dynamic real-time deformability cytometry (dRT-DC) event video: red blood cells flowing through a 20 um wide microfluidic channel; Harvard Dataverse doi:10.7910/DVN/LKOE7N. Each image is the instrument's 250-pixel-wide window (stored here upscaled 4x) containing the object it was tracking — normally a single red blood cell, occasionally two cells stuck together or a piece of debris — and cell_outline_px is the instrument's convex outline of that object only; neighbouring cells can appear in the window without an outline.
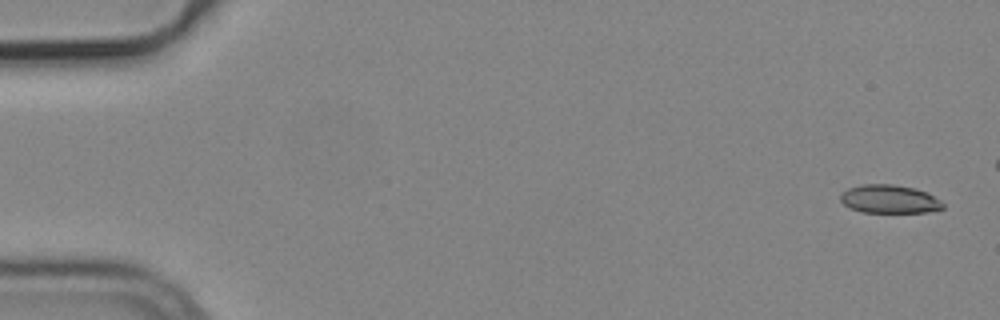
{"species": "common noctule bat (a hibernating species)", "species_latin": "Nyctalus noctula", "temperature_condition": "cold", "stored_images_in_passage": 6, "camera_frame_rate_fps": 3000, "um_per_image_px": 0.085, "animal": {"sex": "male", "body_mass_g": 19.2, "forearm_length_mm": 51.8}, "frame": {"image": 1, "passage_image": 1, "time_ms": 0.0, "image_size_px": [1000, 320], "cell_outline_px": [[944, 208], [928, 212], [860, 212], [844, 204], [840, 200], [840, 192], [848, 188], [864, 184], [892, 184], [916, 188], [940, 200], [944, 204]], "centroid_in_image_um": [75.57, 16.92], "position_along_channel_um": 9.4, "area_um2": 16.88}}